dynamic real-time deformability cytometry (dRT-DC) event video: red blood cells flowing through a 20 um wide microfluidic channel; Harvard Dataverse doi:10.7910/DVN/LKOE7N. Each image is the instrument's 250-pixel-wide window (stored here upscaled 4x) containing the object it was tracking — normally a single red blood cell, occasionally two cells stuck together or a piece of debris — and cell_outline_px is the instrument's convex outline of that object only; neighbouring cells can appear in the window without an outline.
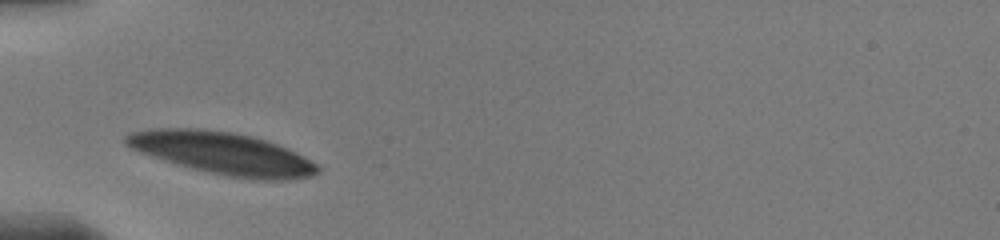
{"species": "human", "species_latin": "Homo sapiens", "temperature_condition": "warm", "stored_images_in_passage": 7, "camera_frame_rate_fps": 3000, "um_per_image_px": 0.085, "donor": {"sex": "male"}, "frame": {"image": 1, "passage_image": 1, "time_ms": 0.0, "image_size_px": [1000, 240], "cell_outline_px": [[320, 172], [312, 176], [288, 180], [268, 180], [228, 176], [176, 164], [140, 152], [124, 144], [124, 136], [132, 132], [152, 128], [196, 128], [228, 132], [252, 136], [288, 148], [296, 152], [316, 164], [320, 168]], "centroid_in_image_um": [18.92, 13.02], "position_along_channel_um": 66.1, "area_um2": 46.7}}
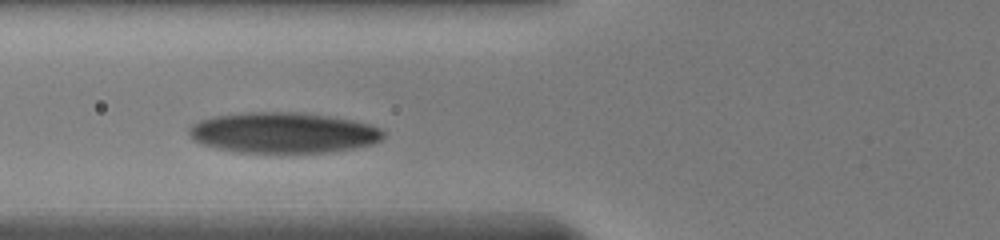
{"frame": {"image": 2, "passage_image": 6, "time_ms": 1.0, "image_size_px": [1000, 240], "cell_outline_px": [[388, 132], [384, 140], [372, 144], [356, 148], [336, 152], [300, 156], [264, 156], [228, 152], [212, 148], [200, 144], [192, 140], [188, 136], [184, 128], [200, 120], [212, 116], [244, 112], [304, 112], [352, 120], [368, 124], [380, 128]], "centroid_in_image_um": [24.03, 11.36], "position_along_channel_um": 101.8, "area_um2": 49.25}}